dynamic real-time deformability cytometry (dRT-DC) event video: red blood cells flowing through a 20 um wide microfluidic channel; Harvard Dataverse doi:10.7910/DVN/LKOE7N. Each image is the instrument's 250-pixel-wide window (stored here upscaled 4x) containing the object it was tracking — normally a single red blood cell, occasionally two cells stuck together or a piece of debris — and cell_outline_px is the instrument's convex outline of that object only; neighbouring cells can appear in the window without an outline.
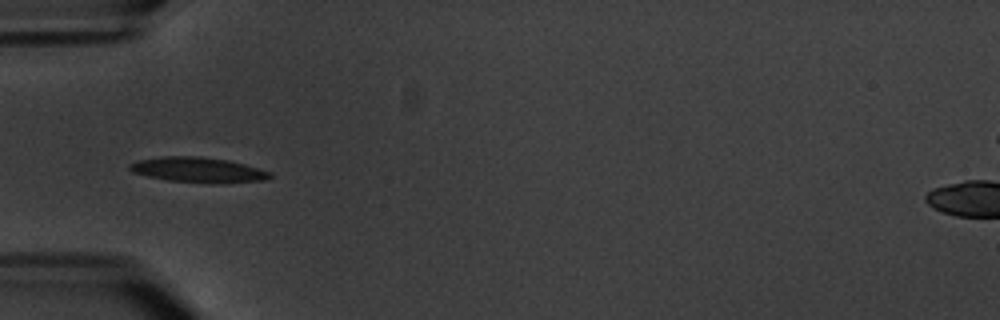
{"species": "common noctule bat (a hibernating species)", "species_latin": "Nyctalus noctula", "temperature_condition": "warm", "stored_images_in_passage": 2, "camera_frame_rate_fps": 3000, "um_per_image_px": 0.085, "animal": {"sex": "male", "body_mass_g": 20.1, "forearm_length_mm": 53.5}, "frame": {"image": 1, "passage_image": 1, "time_ms": 0.0, "image_size_px": [1000, 320], "cell_outline_px": [[272, 176], [264, 180], [216, 184], [212, 184], [168, 180], [148, 176], [132, 172], [128, 168], [128, 164], [140, 160], [160, 156], [200, 156], [228, 160], [244, 164], [272, 172]], "centroid_in_image_um": [16.84, 14.44], "position_along_channel_um": 68.2, "area_um2": 20.69}}